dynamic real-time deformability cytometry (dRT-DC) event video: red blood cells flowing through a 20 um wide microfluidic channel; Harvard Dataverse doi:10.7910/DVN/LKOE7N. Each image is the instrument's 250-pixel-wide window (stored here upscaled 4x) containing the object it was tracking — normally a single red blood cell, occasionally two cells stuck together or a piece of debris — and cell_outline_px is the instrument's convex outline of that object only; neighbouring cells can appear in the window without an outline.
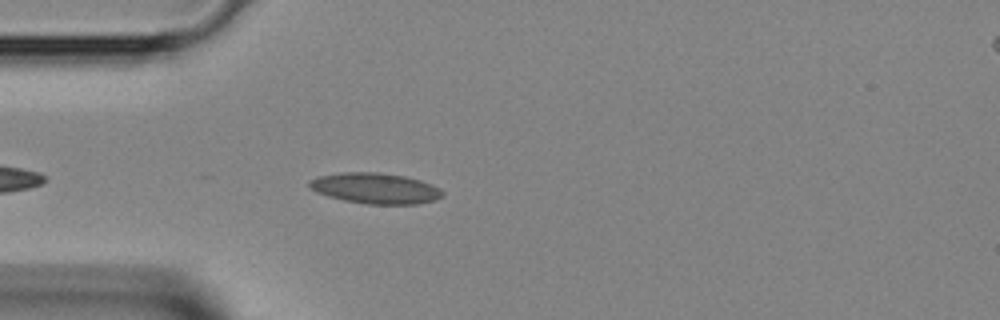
{"species": "Egyptian fruit bat (a non-hibernating species)", "species_latin": "Rousettus aegyptiacus", "temperature_condition": "room temperature", "stored_images_in_passage": 9, "camera_frame_rate_fps": 3000, "um_per_image_px": 0.085, "animal": {"sex": "female"}, "frame": {"image": 1, "passage_image": 6, "time_ms": 1.667, "image_size_px": [1000, 320], "cell_outline_px": [[444, 196], [436, 200], [416, 204], [368, 204], [344, 200], [328, 196], [316, 192], [308, 184], [308, 180], [316, 176], [340, 172], [380, 172], [404, 176], [420, 180], [432, 184], [440, 188], [444, 192]], "centroid_in_image_um": [31.91, 16.0], "position_along_channel_um": 53.1, "area_um2": 24.04}}